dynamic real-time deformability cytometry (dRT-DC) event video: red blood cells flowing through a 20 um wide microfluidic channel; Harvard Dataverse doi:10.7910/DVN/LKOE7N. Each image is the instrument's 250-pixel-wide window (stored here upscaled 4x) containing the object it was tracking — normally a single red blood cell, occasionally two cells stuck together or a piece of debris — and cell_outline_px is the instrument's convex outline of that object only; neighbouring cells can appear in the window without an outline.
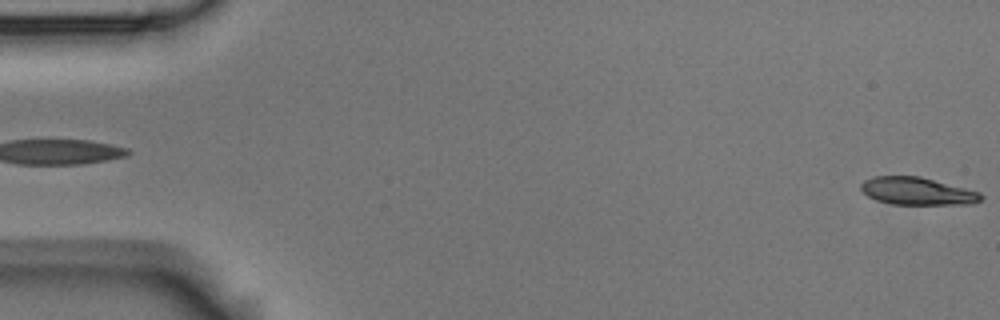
{"species": "Egyptian fruit bat (a non-hibernating species)", "species_latin": "Rousettus aegyptiacus", "temperature_condition": "room temperature", "stored_images_in_passage": 5, "segment_of_instrument_passage": [2, 2], "camera_frame_rate_fps": 3000, "um_per_image_px": 0.085, "animal": {"sex": "male"}, "frame": {"image": 1, "passage_image": 5, "time_ms": 1.333, "image_size_px": [1000, 320], "cell_outline_px": [[984, 196], [980, 200], [972, 204], [892, 204], [876, 200], [868, 196], [860, 188], [860, 184], [864, 180], [872, 176], [920, 176], [980, 192]], "centroid_in_image_um": [77.95, 16.24], "position_along_channel_um": 7.1, "area_um2": 19.25}}